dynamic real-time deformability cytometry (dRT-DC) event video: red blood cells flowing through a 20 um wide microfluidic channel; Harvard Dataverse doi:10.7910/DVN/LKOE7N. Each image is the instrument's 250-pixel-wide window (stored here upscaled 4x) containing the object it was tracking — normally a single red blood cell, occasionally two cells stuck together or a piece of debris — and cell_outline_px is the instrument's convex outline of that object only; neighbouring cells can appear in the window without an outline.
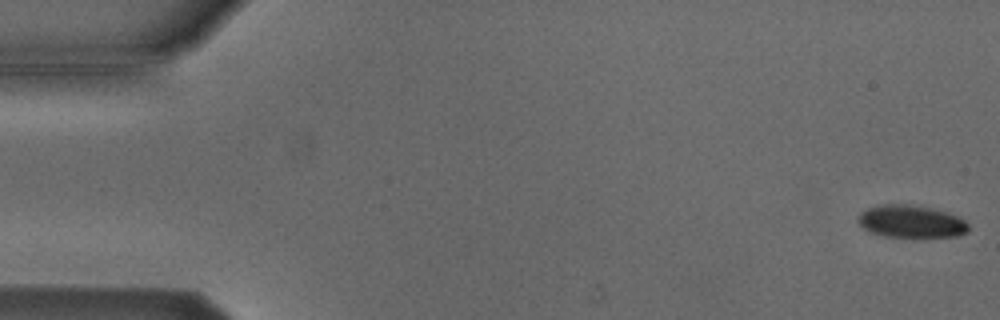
{"species": "Egyptian fruit bat (a non-hibernating species)", "species_latin": "Rousettus aegyptiacus", "temperature_condition": "cold", "stored_images_in_passage": 53, "camera_frame_rate_fps": 3000, "um_per_image_px": 0.085, "animal": {"sex": "male"}, "frame": {"image": 1, "passage_image": 1, "time_ms": 0.0, "image_size_px": [1000, 320], "cell_outline_px": [[968, 232], [956, 236], [884, 236], [868, 232], [856, 220], [860, 212], [868, 208], [880, 204], [904, 204], [932, 208], [948, 212], [964, 220], [968, 224]], "centroid_in_image_um": [77.41, 18.81], "position_along_channel_um": 7.6, "area_um2": 20.75}}
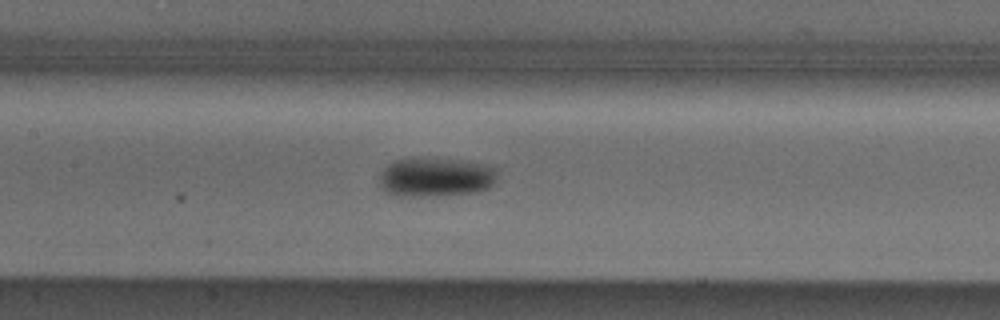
{"frame": {"image": 2, "passage_image": 25, "time_ms": 8.0, "image_size_px": [1000, 320], "cell_outline_px": [[496, 184], [492, 188], [476, 192], [432, 196], [396, 196], [384, 192], [380, 188], [380, 172], [388, 164], [396, 160], [416, 156], [464, 160], [484, 164], [496, 168]], "centroid_in_image_um": [37.03, 15.04], "position_along_channel_um": 170.4, "area_um2": 27.8}}
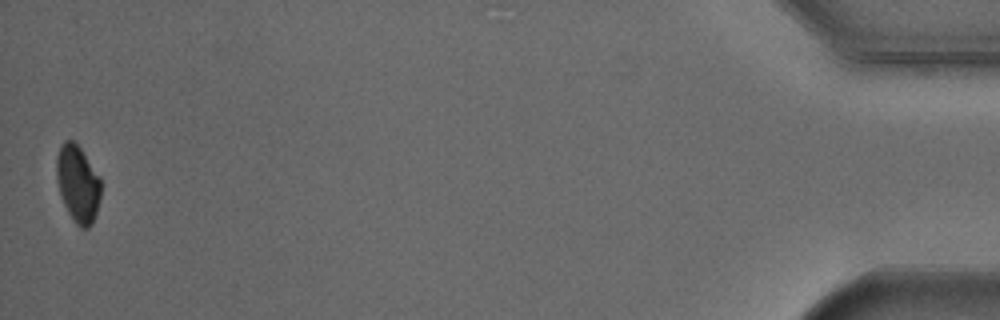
{"frame": {"image": 3, "passage_image": 53, "time_ms": 17.333, "image_size_px": [1000, 320], "cell_outline_px": [[100, 196], [96, 212], [92, 224], [88, 228], [80, 228], [72, 220], [64, 204], [56, 180], [56, 156], [60, 144], [64, 140], [72, 140], [80, 148], [100, 176]], "centroid_in_image_um": [6.59, 15.61], "position_along_channel_um": 428.6, "area_um2": 19.94}, "authors_computed_cell_mechanics": {"area_um2": 23.409, "velocity_mm_per_s": 3.8213, "shape_relaxation_time_tau1_ms": 2.4632, "shape_relaxation_time_tau2_ms": null, "deformation_change_tau1": 0.0627, "deformation_change_tau2": null}}